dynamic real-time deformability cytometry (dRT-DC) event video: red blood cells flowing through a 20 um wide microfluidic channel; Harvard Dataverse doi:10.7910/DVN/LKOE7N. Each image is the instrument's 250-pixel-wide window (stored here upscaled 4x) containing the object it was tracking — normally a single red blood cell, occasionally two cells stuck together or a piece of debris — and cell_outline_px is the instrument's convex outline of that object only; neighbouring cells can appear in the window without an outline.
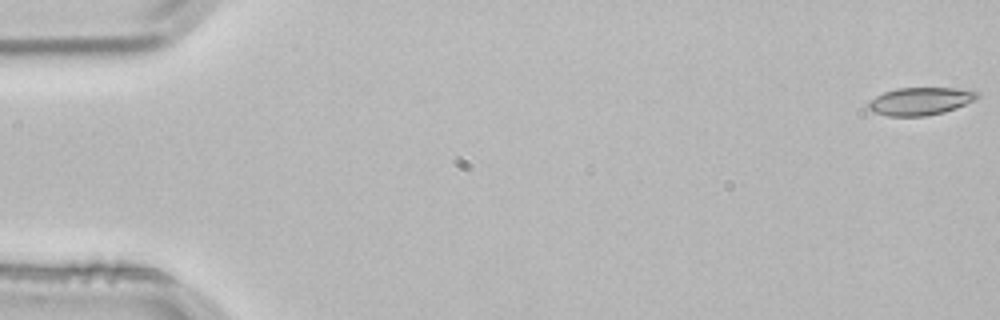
{"species": "common noctule bat (a hibernating species)", "species_latin": "Nyctalus noctula", "temperature_condition": "room temperature", "stored_images_in_passage": 3, "camera_frame_rate_fps": 3000, "um_per_image_px": 0.085, "animal": {"sex": "male", "body_mass_g": 21.5, "forearm_length_mm": 52.0}, "frame": {"image": 1, "passage_image": 1, "time_ms": 0.0, "image_size_px": [1000, 320], "cell_outline_px": [[980, 96], [956, 108], [944, 112], [924, 116], [888, 116], [872, 112], [868, 108], [868, 104], [876, 96], [884, 92], [896, 88], [956, 88], [980, 92]], "centroid_in_image_um": [78.21, 8.6], "position_along_channel_um": 6.8, "area_um2": 17.46}}